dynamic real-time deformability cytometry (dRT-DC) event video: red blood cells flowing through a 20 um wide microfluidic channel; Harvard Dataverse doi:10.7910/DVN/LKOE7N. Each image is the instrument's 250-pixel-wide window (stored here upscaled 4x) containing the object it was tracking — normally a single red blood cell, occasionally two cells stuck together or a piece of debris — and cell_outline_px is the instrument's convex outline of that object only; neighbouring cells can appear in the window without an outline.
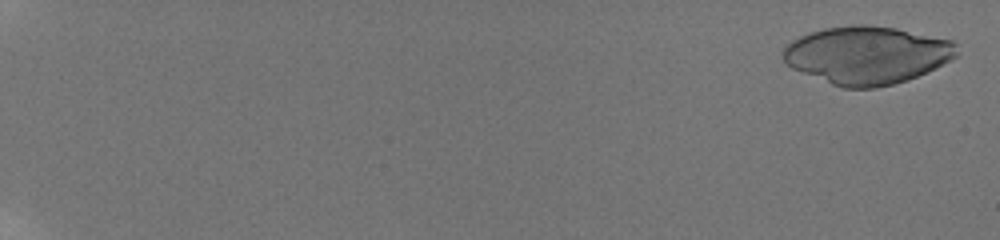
{"species": "human", "species_latin": "Homo sapiens", "temperature_condition": "room temperature", "stored_images_in_passage": 28, "camera_frame_rate_fps": 3000, "um_per_image_px": 0.085, "donor": {"sex": "male"}, "frame": {"image": 1, "passage_image": 2, "time_ms": 0.333, "image_size_px": [1000, 240], "cell_outline_px": [[956, 56], [952, 60], [908, 80], [876, 88], [844, 88], [832, 84], [792, 68], [784, 60], [780, 52], [792, 40], [800, 36], [824, 28], [852, 24], [864, 24], [896, 28], [952, 40], [956, 44]], "centroid_in_image_um": [73.68, 4.67], "position_along_channel_um": 11.3, "area_um2": 58.38}}